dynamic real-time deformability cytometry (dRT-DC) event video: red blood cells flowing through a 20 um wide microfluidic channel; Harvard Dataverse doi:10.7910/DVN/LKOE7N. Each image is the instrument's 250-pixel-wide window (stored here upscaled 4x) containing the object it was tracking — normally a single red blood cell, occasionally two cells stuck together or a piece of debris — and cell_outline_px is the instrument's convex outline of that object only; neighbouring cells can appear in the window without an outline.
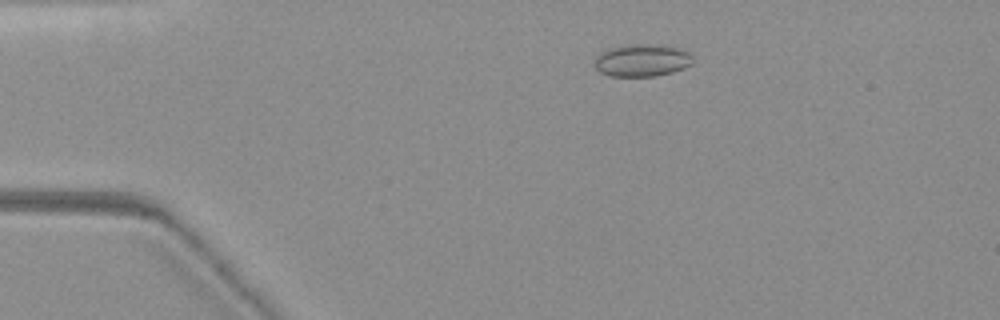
{"species": "common noctule bat (a hibernating species)", "species_latin": "Nyctalus noctula", "temperature_condition": "warm", "stored_images_in_passage": 73, "camera_frame_rate_fps": 3000, "um_per_image_px": 0.085, "animal": {"sex": "female", "body_mass_g": 19.3, "forearm_length_mm": 54.1}, "frame": {"image": 1, "passage_image": 15, "time_ms": 4.667, "image_size_px": [1000, 320], "cell_outline_px": [[692, 64], [684, 68], [672, 72], [656, 76], [612, 76], [600, 72], [596, 68], [596, 56], [600, 52], [612, 48], [640, 44], [652, 44], [680, 48], [688, 52], [692, 56]], "centroid_in_image_um": [54.6, 5.14], "position_along_channel_um": 30.4, "area_um2": 18.26}}
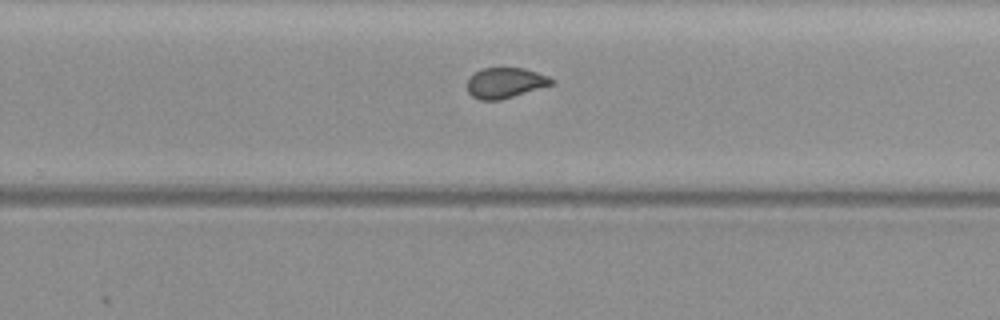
{"frame": {"image": 2, "passage_image": 48, "time_ms": 15.667, "image_size_px": [1000, 320], "cell_outline_px": [[556, 80], [552, 84], [500, 100], [480, 100], [472, 96], [468, 92], [468, 76], [480, 68], [524, 68], [548, 76]], "centroid_in_image_um": [42.91, 7.03], "position_along_channel_um": 286.9, "area_um2": 14.91}}
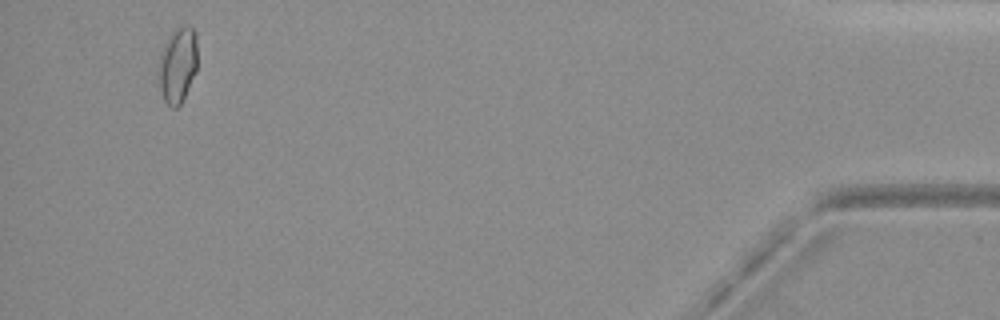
{"frame": {"image": 3, "passage_image": 70, "time_ms": 23.0, "image_size_px": [1000, 320], "cell_outline_px": [[196, 72], [180, 104], [176, 108], [172, 108], [164, 100], [160, 88], [160, 56], [164, 44], [168, 36], [180, 24], [188, 24], [192, 28], [196, 36]], "centroid_in_image_um": [15.12, 5.48], "position_along_channel_um": 420.1, "area_um2": 16.82}}